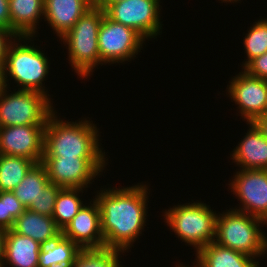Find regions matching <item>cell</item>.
<instances>
[{
    "instance_id": "17",
    "label": "cell",
    "mask_w": 267,
    "mask_h": 267,
    "mask_svg": "<svg viewBox=\"0 0 267 267\" xmlns=\"http://www.w3.org/2000/svg\"><path fill=\"white\" fill-rule=\"evenodd\" d=\"M41 248L42 245L34 239L9 229L5 236L2 267L8 264L12 267H38Z\"/></svg>"
},
{
    "instance_id": "27",
    "label": "cell",
    "mask_w": 267,
    "mask_h": 267,
    "mask_svg": "<svg viewBox=\"0 0 267 267\" xmlns=\"http://www.w3.org/2000/svg\"><path fill=\"white\" fill-rule=\"evenodd\" d=\"M26 210L12 191L0 192V228L12 229L15 219Z\"/></svg>"
},
{
    "instance_id": "1",
    "label": "cell",
    "mask_w": 267,
    "mask_h": 267,
    "mask_svg": "<svg viewBox=\"0 0 267 267\" xmlns=\"http://www.w3.org/2000/svg\"><path fill=\"white\" fill-rule=\"evenodd\" d=\"M120 188H102L94 199L100 209L105 248L125 253L146 226L149 187L138 183Z\"/></svg>"
},
{
    "instance_id": "5",
    "label": "cell",
    "mask_w": 267,
    "mask_h": 267,
    "mask_svg": "<svg viewBox=\"0 0 267 267\" xmlns=\"http://www.w3.org/2000/svg\"><path fill=\"white\" fill-rule=\"evenodd\" d=\"M104 14V9L95 4L60 37L61 42L67 45L69 63L82 79H87L93 69L100 65L98 32Z\"/></svg>"
},
{
    "instance_id": "30",
    "label": "cell",
    "mask_w": 267,
    "mask_h": 267,
    "mask_svg": "<svg viewBox=\"0 0 267 267\" xmlns=\"http://www.w3.org/2000/svg\"><path fill=\"white\" fill-rule=\"evenodd\" d=\"M15 38L11 31L0 28V71L5 63L8 46Z\"/></svg>"
},
{
    "instance_id": "14",
    "label": "cell",
    "mask_w": 267,
    "mask_h": 267,
    "mask_svg": "<svg viewBox=\"0 0 267 267\" xmlns=\"http://www.w3.org/2000/svg\"><path fill=\"white\" fill-rule=\"evenodd\" d=\"M92 200L88 205L81 207L62 231L66 238H69L82 250L105 248L104 236L101 231L100 209L96 200Z\"/></svg>"
},
{
    "instance_id": "25",
    "label": "cell",
    "mask_w": 267,
    "mask_h": 267,
    "mask_svg": "<svg viewBox=\"0 0 267 267\" xmlns=\"http://www.w3.org/2000/svg\"><path fill=\"white\" fill-rule=\"evenodd\" d=\"M244 49L247 59L243 63L244 69L253 59L267 52V19L254 22L244 39Z\"/></svg>"
},
{
    "instance_id": "29",
    "label": "cell",
    "mask_w": 267,
    "mask_h": 267,
    "mask_svg": "<svg viewBox=\"0 0 267 267\" xmlns=\"http://www.w3.org/2000/svg\"><path fill=\"white\" fill-rule=\"evenodd\" d=\"M250 76L267 80V52L253 59L245 68Z\"/></svg>"
},
{
    "instance_id": "35",
    "label": "cell",
    "mask_w": 267,
    "mask_h": 267,
    "mask_svg": "<svg viewBox=\"0 0 267 267\" xmlns=\"http://www.w3.org/2000/svg\"><path fill=\"white\" fill-rule=\"evenodd\" d=\"M176 267H189V265L185 266V265H183V263L182 264L180 263V265H178ZM191 267H200V266L197 263H196V265H194V263H193V266H191Z\"/></svg>"
},
{
    "instance_id": "8",
    "label": "cell",
    "mask_w": 267,
    "mask_h": 267,
    "mask_svg": "<svg viewBox=\"0 0 267 267\" xmlns=\"http://www.w3.org/2000/svg\"><path fill=\"white\" fill-rule=\"evenodd\" d=\"M144 41L136 30L116 23L104 14L98 32L101 66L131 61L143 48Z\"/></svg>"
},
{
    "instance_id": "16",
    "label": "cell",
    "mask_w": 267,
    "mask_h": 267,
    "mask_svg": "<svg viewBox=\"0 0 267 267\" xmlns=\"http://www.w3.org/2000/svg\"><path fill=\"white\" fill-rule=\"evenodd\" d=\"M246 123L250 128L232 151V162L240 169L267 170V139L253 122Z\"/></svg>"
},
{
    "instance_id": "21",
    "label": "cell",
    "mask_w": 267,
    "mask_h": 267,
    "mask_svg": "<svg viewBox=\"0 0 267 267\" xmlns=\"http://www.w3.org/2000/svg\"><path fill=\"white\" fill-rule=\"evenodd\" d=\"M82 249L61 234L48 244H43L38 267H72Z\"/></svg>"
},
{
    "instance_id": "20",
    "label": "cell",
    "mask_w": 267,
    "mask_h": 267,
    "mask_svg": "<svg viewBox=\"0 0 267 267\" xmlns=\"http://www.w3.org/2000/svg\"><path fill=\"white\" fill-rule=\"evenodd\" d=\"M11 26L20 36H35L44 16V0H9Z\"/></svg>"
},
{
    "instance_id": "19",
    "label": "cell",
    "mask_w": 267,
    "mask_h": 267,
    "mask_svg": "<svg viewBox=\"0 0 267 267\" xmlns=\"http://www.w3.org/2000/svg\"><path fill=\"white\" fill-rule=\"evenodd\" d=\"M200 267H259V261L236 250L209 243L195 253Z\"/></svg>"
},
{
    "instance_id": "3",
    "label": "cell",
    "mask_w": 267,
    "mask_h": 267,
    "mask_svg": "<svg viewBox=\"0 0 267 267\" xmlns=\"http://www.w3.org/2000/svg\"><path fill=\"white\" fill-rule=\"evenodd\" d=\"M32 38L33 36H19L9 44L5 63L0 71V85L8 88L7 78L11 77L17 87H20L18 90H32L50 96L43 85L49 73L50 63L41 49L34 47V44L32 46V42L29 45V42L33 41ZM20 41H24V44Z\"/></svg>"
},
{
    "instance_id": "31",
    "label": "cell",
    "mask_w": 267,
    "mask_h": 267,
    "mask_svg": "<svg viewBox=\"0 0 267 267\" xmlns=\"http://www.w3.org/2000/svg\"><path fill=\"white\" fill-rule=\"evenodd\" d=\"M0 28L11 31L16 37L20 36L11 26L9 0H0Z\"/></svg>"
},
{
    "instance_id": "32",
    "label": "cell",
    "mask_w": 267,
    "mask_h": 267,
    "mask_svg": "<svg viewBox=\"0 0 267 267\" xmlns=\"http://www.w3.org/2000/svg\"><path fill=\"white\" fill-rule=\"evenodd\" d=\"M253 123L261 131L262 135L267 139V118L258 117L253 121Z\"/></svg>"
},
{
    "instance_id": "7",
    "label": "cell",
    "mask_w": 267,
    "mask_h": 267,
    "mask_svg": "<svg viewBox=\"0 0 267 267\" xmlns=\"http://www.w3.org/2000/svg\"><path fill=\"white\" fill-rule=\"evenodd\" d=\"M0 85V127L46 125L56 112L48 95L32 90L7 93Z\"/></svg>"
},
{
    "instance_id": "33",
    "label": "cell",
    "mask_w": 267,
    "mask_h": 267,
    "mask_svg": "<svg viewBox=\"0 0 267 267\" xmlns=\"http://www.w3.org/2000/svg\"><path fill=\"white\" fill-rule=\"evenodd\" d=\"M7 230L0 228V264H2L4 259V247H5V236Z\"/></svg>"
},
{
    "instance_id": "11",
    "label": "cell",
    "mask_w": 267,
    "mask_h": 267,
    "mask_svg": "<svg viewBox=\"0 0 267 267\" xmlns=\"http://www.w3.org/2000/svg\"><path fill=\"white\" fill-rule=\"evenodd\" d=\"M229 187L240 200L235 210L267 220V170L238 169ZM239 208V209H238Z\"/></svg>"
},
{
    "instance_id": "36",
    "label": "cell",
    "mask_w": 267,
    "mask_h": 267,
    "mask_svg": "<svg viewBox=\"0 0 267 267\" xmlns=\"http://www.w3.org/2000/svg\"><path fill=\"white\" fill-rule=\"evenodd\" d=\"M221 1H223V2H229V3H234V2H238L239 0H221Z\"/></svg>"
},
{
    "instance_id": "2",
    "label": "cell",
    "mask_w": 267,
    "mask_h": 267,
    "mask_svg": "<svg viewBox=\"0 0 267 267\" xmlns=\"http://www.w3.org/2000/svg\"><path fill=\"white\" fill-rule=\"evenodd\" d=\"M99 137L93 121H63L54 112L44 130L43 157L107 158Z\"/></svg>"
},
{
    "instance_id": "28",
    "label": "cell",
    "mask_w": 267,
    "mask_h": 267,
    "mask_svg": "<svg viewBox=\"0 0 267 267\" xmlns=\"http://www.w3.org/2000/svg\"><path fill=\"white\" fill-rule=\"evenodd\" d=\"M61 189L62 187L50 183L27 209L41 215L52 216L56 198Z\"/></svg>"
},
{
    "instance_id": "18",
    "label": "cell",
    "mask_w": 267,
    "mask_h": 267,
    "mask_svg": "<svg viewBox=\"0 0 267 267\" xmlns=\"http://www.w3.org/2000/svg\"><path fill=\"white\" fill-rule=\"evenodd\" d=\"M12 230L34 239L41 245L50 243L62 234L52 216L41 215L29 209L15 219Z\"/></svg>"
},
{
    "instance_id": "15",
    "label": "cell",
    "mask_w": 267,
    "mask_h": 267,
    "mask_svg": "<svg viewBox=\"0 0 267 267\" xmlns=\"http://www.w3.org/2000/svg\"><path fill=\"white\" fill-rule=\"evenodd\" d=\"M96 4V0H44V20L60 38Z\"/></svg>"
},
{
    "instance_id": "22",
    "label": "cell",
    "mask_w": 267,
    "mask_h": 267,
    "mask_svg": "<svg viewBox=\"0 0 267 267\" xmlns=\"http://www.w3.org/2000/svg\"><path fill=\"white\" fill-rule=\"evenodd\" d=\"M50 183L44 165L35 163L12 192L27 209Z\"/></svg>"
},
{
    "instance_id": "12",
    "label": "cell",
    "mask_w": 267,
    "mask_h": 267,
    "mask_svg": "<svg viewBox=\"0 0 267 267\" xmlns=\"http://www.w3.org/2000/svg\"><path fill=\"white\" fill-rule=\"evenodd\" d=\"M229 84L226 95L238 105V113L243 120L253 122L264 115L267 108V80L250 76L242 70Z\"/></svg>"
},
{
    "instance_id": "24",
    "label": "cell",
    "mask_w": 267,
    "mask_h": 267,
    "mask_svg": "<svg viewBox=\"0 0 267 267\" xmlns=\"http://www.w3.org/2000/svg\"><path fill=\"white\" fill-rule=\"evenodd\" d=\"M83 191V188H62L59 191L52 218L62 231L84 205L79 195Z\"/></svg>"
},
{
    "instance_id": "4",
    "label": "cell",
    "mask_w": 267,
    "mask_h": 267,
    "mask_svg": "<svg viewBox=\"0 0 267 267\" xmlns=\"http://www.w3.org/2000/svg\"><path fill=\"white\" fill-rule=\"evenodd\" d=\"M266 222L235 209H226L216 219L214 242L252 258L267 254V236L260 229Z\"/></svg>"
},
{
    "instance_id": "9",
    "label": "cell",
    "mask_w": 267,
    "mask_h": 267,
    "mask_svg": "<svg viewBox=\"0 0 267 267\" xmlns=\"http://www.w3.org/2000/svg\"><path fill=\"white\" fill-rule=\"evenodd\" d=\"M106 158L43 157L49 181L62 188H88L107 166ZM93 180V181H92Z\"/></svg>"
},
{
    "instance_id": "37",
    "label": "cell",
    "mask_w": 267,
    "mask_h": 267,
    "mask_svg": "<svg viewBox=\"0 0 267 267\" xmlns=\"http://www.w3.org/2000/svg\"><path fill=\"white\" fill-rule=\"evenodd\" d=\"M262 117L267 118V108H266V111Z\"/></svg>"
},
{
    "instance_id": "13",
    "label": "cell",
    "mask_w": 267,
    "mask_h": 267,
    "mask_svg": "<svg viewBox=\"0 0 267 267\" xmlns=\"http://www.w3.org/2000/svg\"><path fill=\"white\" fill-rule=\"evenodd\" d=\"M46 125L0 127V154L29 158L40 163Z\"/></svg>"
},
{
    "instance_id": "23",
    "label": "cell",
    "mask_w": 267,
    "mask_h": 267,
    "mask_svg": "<svg viewBox=\"0 0 267 267\" xmlns=\"http://www.w3.org/2000/svg\"><path fill=\"white\" fill-rule=\"evenodd\" d=\"M34 164L29 158L0 154V192L13 191Z\"/></svg>"
},
{
    "instance_id": "26",
    "label": "cell",
    "mask_w": 267,
    "mask_h": 267,
    "mask_svg": "<svg viewBox=\"0 0 267 267\" xmlns=\"http://www.w3.org/2000/svg\"><path fill=\"white\" fill-rule=\"evenodd\" d=\"M120 253L123 252L108 248L82 250L72 267H122Z\"/></svg>"
},
{
    "instance_id": "6",
    "label": "cell",
    "mask_w": 267,
    "mask_h": 267,
    "mask_svg": "<svg viewBox=\"0 0 267 267\" xmlns=\"http://www.w3.org/2000/svg\"><path fill=\"white\" fill-rule=\"evenodd\" d=\"M164 214V220L170 230L182 242L193 246L196 253L214 242L218 214L211 209L210 205L201 201L177 204L165 210Z\"/></svg>"
},
{
    "instance_id": "10",
    "label": "cell",
    "mask_w": 267,
    "mask_h": 267,
    "mask_svg": "<svg viewBox=\"0 0 267 267\" xmlns=\"http://www.w3.org/2000/svg\"><path fill=\"white\" fill-rule=\"evenodd\" d=\"M160 0H123L110 4L105 15L116 23L136 30L145 40L158 36L160 22Z\"/></svg>"
},
{
    "instance_id": "34",
    "label": "cell",
    "mask_w": 267,
    "mask_h": 267,
    "mask_svg": "<svg viewBox=\"0 0 267 267\" xmlns=\"http://www.w3.org/2000/svg\"><path fill=\"white\" fill-rule=\"evenodd\" d=\"M123 0H96V4L102 9H106L110 4L116 3Z\"/></svg>"
}]
</instances>
